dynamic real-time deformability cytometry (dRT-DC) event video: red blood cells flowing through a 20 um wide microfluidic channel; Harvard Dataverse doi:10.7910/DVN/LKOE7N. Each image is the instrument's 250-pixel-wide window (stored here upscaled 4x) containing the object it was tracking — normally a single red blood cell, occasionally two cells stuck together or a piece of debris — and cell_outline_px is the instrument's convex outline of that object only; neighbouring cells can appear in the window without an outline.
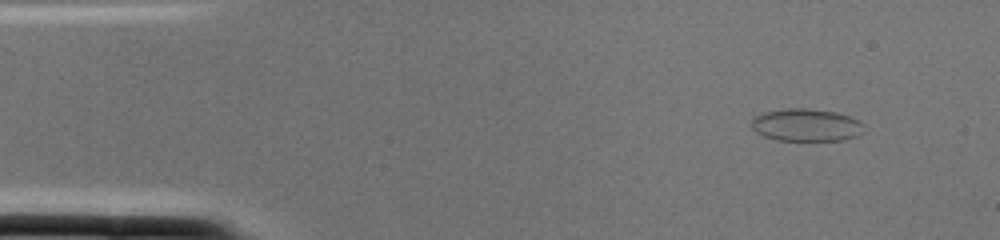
{"species": "common noctule bat (a hibernating species)", "species_latin": "Nyctalus noctula", "temperature_condition": "cold", "stored_images_in_passage": 1, "camera_frame_rate_fps": 3000, "um_per_image_px": 0.085, "animal": {"sex": "female", "body_mass_g": 22.0, "forearm_length_mm": 56.7}, "frame": {"image": 1, "passage_image": 1, "time_ms": 0.0, "image_size_px": [1000, 240], "cell_outline_px": [[864, 132], [856, 136], [844, 140], [776, 140], [764, 136], [756, 132], [752, 128], [752, 120], [756, 116], [764, 112], [788, 108], [808, 108], [836, 112], [860, 120], [864, 124]], "centroid_in_image_um": [68.56, 10.62], "position_along_channel_um": 16.4, "area_um2": 21.39}}